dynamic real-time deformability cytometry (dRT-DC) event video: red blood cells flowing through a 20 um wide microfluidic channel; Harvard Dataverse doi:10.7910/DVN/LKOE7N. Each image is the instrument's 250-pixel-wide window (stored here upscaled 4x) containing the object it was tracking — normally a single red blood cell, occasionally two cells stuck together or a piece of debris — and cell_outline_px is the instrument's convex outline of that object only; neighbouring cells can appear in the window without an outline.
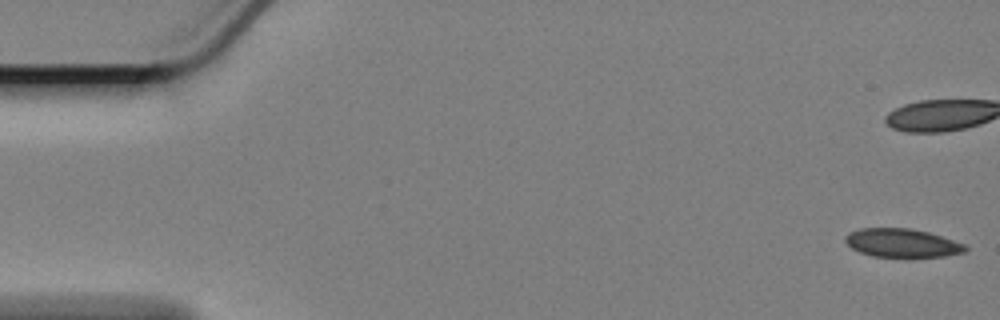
{"species": "Egyptian fruit bat (a non-hibernating species)", "species_latin": "Rousettus aegyptiacus", "temperature_condition": "cold", "stored_images_in_passage": 53, "camera_frame_rate_fps": 3000, "um_per_image_px": 0.085, "animal": {"sex": "female"}, "frame": {"image": 1, "passage_image": 1, "time_ms": 0.0, "image_size_px": [1000, 320], "cell_outline_px": [[968, 248], [964, 252], [944, 256], [872, 256], [860, 252], [852, 248], [844, 240], [844, 236], [848, 232], [860, 228], [908, 228], [928, 232], [964, 244]], "centroid_in_image_um": [76.62, 20.64], "position_along_channel_um": 8.4, "area_um2": 19.65}, "authors_computed_cell_mechanics": {"area_um2": 21.2704, "velocity_mm_per_s": 3.367, "shape_relaxation_time_tau1_ms": 7.3681, "shape_relaxation_time_tau2_ms": null, "deformation_change_tau1": 0.1203, "deformation_change_tau2": null}}